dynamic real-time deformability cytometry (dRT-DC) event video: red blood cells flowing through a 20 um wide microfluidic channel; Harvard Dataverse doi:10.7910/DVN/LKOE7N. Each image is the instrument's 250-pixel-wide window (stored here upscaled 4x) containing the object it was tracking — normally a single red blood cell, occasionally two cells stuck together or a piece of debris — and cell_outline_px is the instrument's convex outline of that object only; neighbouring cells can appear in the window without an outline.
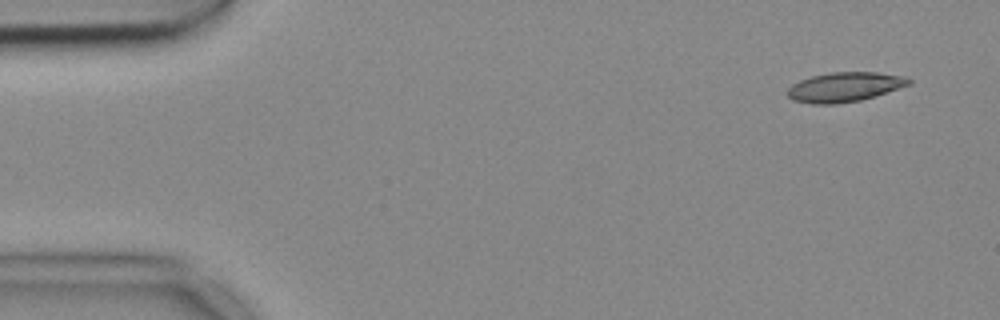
{"species": "common noctule bat (a hibernating species)", "species_latin": "Nyctalus noctula", "temperature_condition": "cold", "stored_images_in_passage": 6, "camera_frame_rate_fps": 3000, "um_per_image_px": 0.085, "animal": {"sex": "female", "body_mass_g": 18.4}, "frame": {"image": 1, "passage_image": 1, "time_ms": 0.0, "image_size_px": [1000, 320], "cell_outline_px": [[912, 84], [860, 100], [836, 104], [812, 104], [792, 100], [788, 96], [788, 88], [792, 84], [800, 80], [812, 76], [832, 72], [876, 72], [904, 76], [912, 80]], "centroid_in_image_um": [71.78, 7.39], "position_along_channel_um": 13.2, "area_um2": 20.81}}
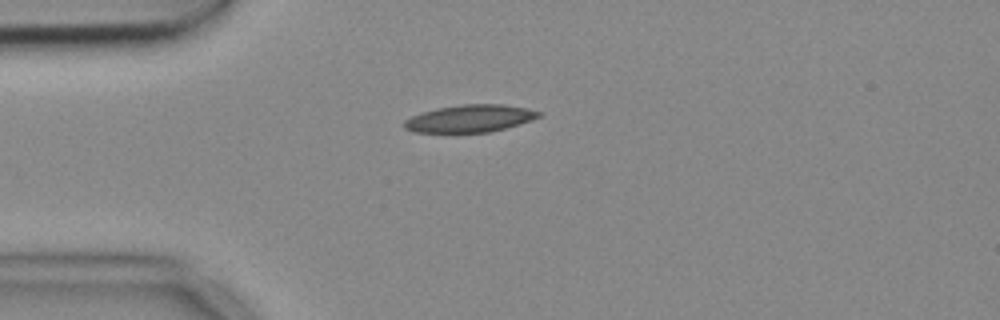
{"frame": {"image": 2, "passage_image": 4, "time_ms": 1.0, "image_size_px": [1000, 320], "cell_outline_px": [[544, 112], [540, 116], [532, 120], [504, 128], [488, 132], [416, 132], [404, 128], [404, 120], [420, 112], [436, 108], [460, 104], [504, 104], [528, 108]], "centroid_in_image_um": [39.96, 10.05], "position_along_channel_um": 45.0, "area_um2": 21.5}}
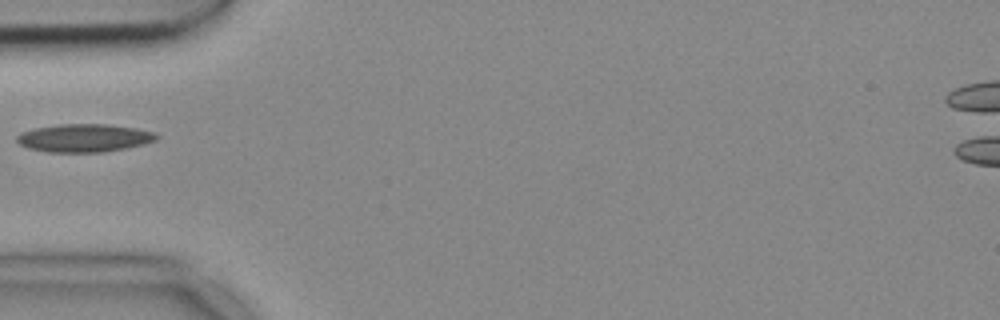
{"frame": {"image": 3, "passage_image": 5, "time_ms": 1.333, "image_size_px": [1000, 320], "cell_outline_px": [[160, 136], [156, 140], [144, 144], [124, 148], [100, 152], [48, 152], [28, 148], [20, 144], [16, 140], [16, 136], [20, 132], [36, 128], [60, 124], [104, 124], [136, 128], [156, 132]], "centroid_in_image_um": [7.16, 11.72], "position_along_channel_um": 77.8, "area_um2": 22.77}}